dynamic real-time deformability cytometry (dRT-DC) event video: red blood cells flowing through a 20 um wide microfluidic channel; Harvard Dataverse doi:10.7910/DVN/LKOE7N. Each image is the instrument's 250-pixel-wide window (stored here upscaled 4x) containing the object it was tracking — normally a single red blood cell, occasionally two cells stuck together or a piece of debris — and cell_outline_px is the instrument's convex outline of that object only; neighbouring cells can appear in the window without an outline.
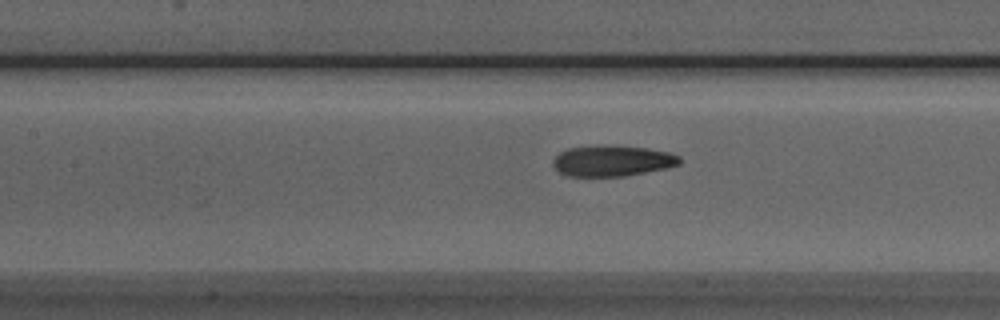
{"species": "Egyptian fruit bat (a non-hibernating species)", "species_latin": "Rousettus aegyptiacus", "temperature_condition": "room temperature", "stored_images_in_passage": 35, "camera_frame_rate_fps": 3000, "um_per_image_px": 0.085, "animal": {"sex": "male"}, "frame": {"image": 1, "passage_image": 12, "time_ms": 3.667, "image_size_px": [1000, 320], "cell_outline_px": [[680, 164], [668, 168], [624, 176], [568, 176], [560, 172], [552, 164], [552, 160], [560, 152], [568, 148], [648, 148], [668, 152], [680, 156]], "centroid_in_image_um": [52.07, 13.72], "position_along_channel_um": 155.3, "area_um2": 21.79}}
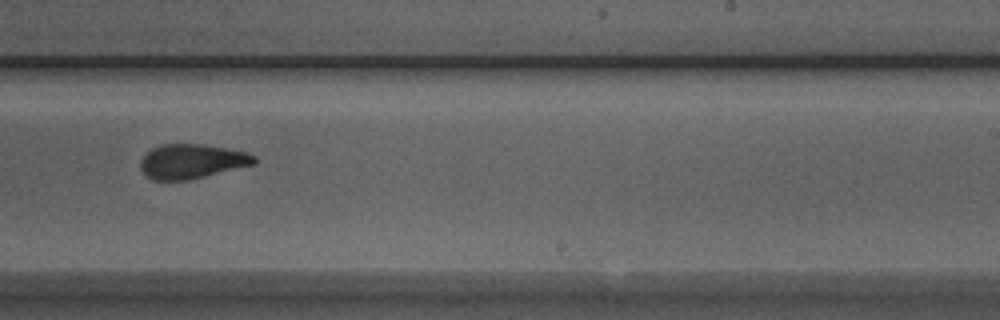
{"frame": {"image": 2, "passage_image": 21, "time_ms": 6.667, "image_size_px": [1000, 320], "cell_outline_px": [[256, 164], [188, 180], [152, 180], [140, 168], [140, 160], [152, 148], [160, 144], [204, 144], [228, 148], [248, 152], [256, 156]], "centroid_in_image_um": [16.33, 13.7], "position_along_channel_um": 272.7, "area_um2": 22.95}}
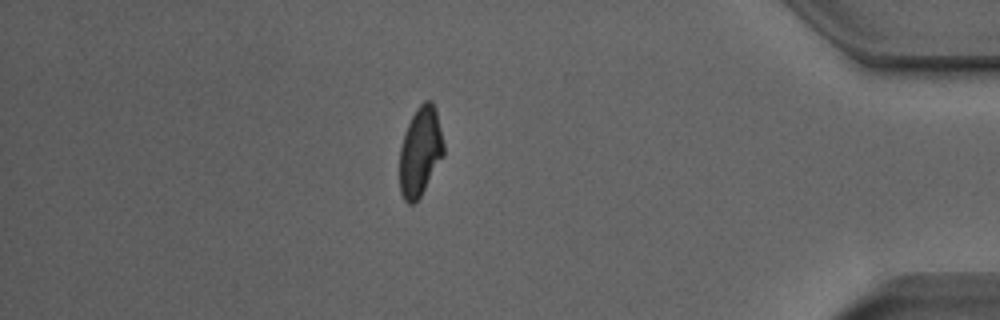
{"frame": {"image": 3, "passage_image": 34, "time_ms": 11.0, "image_size_px": [1000, 320], "cell_outline_px": [[444, 156], [420, 196], [412, 204], [408, 204], [404, 200], [400, 192], [400, 148], [404, 132], [416, 108], [424, 100], [432, 100], [436, 108], [444, 144]], "centroid_in_image_um": [35.73, 12.85], "position_along_channel_um": 399.5, "area_um2": 22.95}}